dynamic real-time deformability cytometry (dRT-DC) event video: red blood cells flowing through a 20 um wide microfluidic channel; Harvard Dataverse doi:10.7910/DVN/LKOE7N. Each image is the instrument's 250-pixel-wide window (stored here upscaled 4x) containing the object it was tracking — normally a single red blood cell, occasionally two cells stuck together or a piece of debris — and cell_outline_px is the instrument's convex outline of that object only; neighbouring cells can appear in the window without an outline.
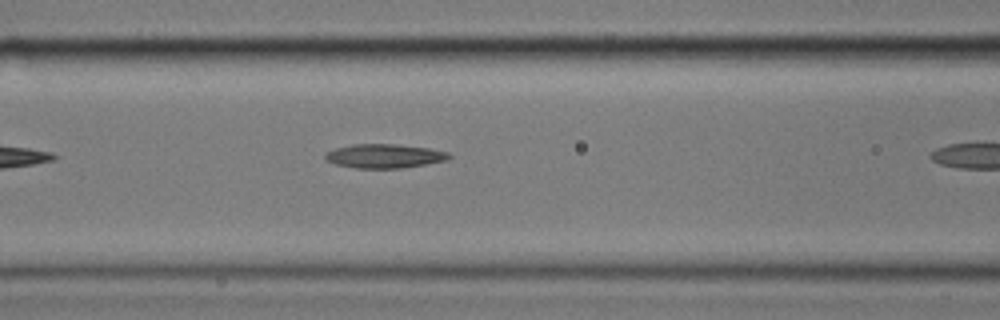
{"species": "common noctule bat (a hibernating species)", "species_latin": "Nyctalus noctula", "temperature_condition": "cold", "stored_images_in_passage": 8, "camera_frame_rate_fps": 3000, "um_per_image_px": 0.085, "animal": {"sex": "male", "body_mass_g": 17.9}, "frame": {"image": 1, "passage_image": 7, "time_ms": 2.0, "image_size_px": [1000, 320], "cell_outline_px": [[452, 156], [448, 160], [428, 164], [400, 168], [356, 168], [336, 164], [328, 160], [324, 156], [324, 152], [336, 148], [352, 144], [396, 144], [428, 148], [448, 152]], "centroid_in_image_um": [32.69, 13.26], "position_along_channel_um": 133.9, "area_um2": 17.34}}